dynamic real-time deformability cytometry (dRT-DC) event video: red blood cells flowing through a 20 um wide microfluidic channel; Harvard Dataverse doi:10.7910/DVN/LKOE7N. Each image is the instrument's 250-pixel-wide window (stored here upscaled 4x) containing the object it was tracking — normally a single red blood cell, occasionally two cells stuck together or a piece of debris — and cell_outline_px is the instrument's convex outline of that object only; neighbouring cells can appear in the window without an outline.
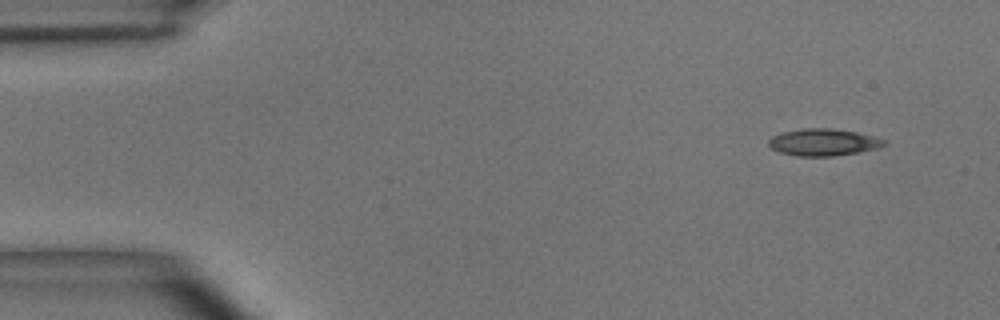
{"species": "common noctule bat (a hibernating species)", "species_latin": "Nyctalus noctula", "temperature_condition": "room temperature", "stored_images_in_passage": 3, "camera_frame_rate_fps": 3000, "um_per_image_px": 0.085, "animal": {"sex": "male", "body_mass_g": 15.6}, "frame": {"image": 1, "passage_image": 1, "time_ms": 0.0, "image_size_px": [1000, 320], "cell_outline_px": [[888, 144], [876, 148], [856, 152], [832, 156], [796, 156], [780, 152], [772, 148], [768, 144], [768, 140], [772, 136], [784, 132], [804, 128], [832, 128], [856, 132], [872, 136], [884, 140]], "centroid_in_image_um": [69.96, 12.09], "position_along_channel_um": 15.0, "area_um2": 17.92}}
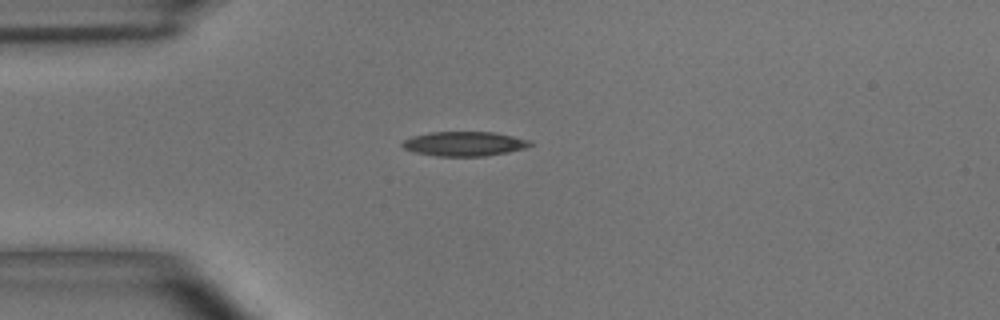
{"frame": {"image": 2, "passage_image": 3, "time_ms": 3.0, "image_size_px": [1000, 320], "cell_outline_px": [[532, 144], [524, 148], [508, 152], [484, 156], [436, 156], [416, 152], [404, 148], [400, 144], [404, 140], [412, 136], [432, 132], [492, 132], [532, 140]], "centroid_in_image_um": [39.46, 12.22], "position_along_channel_um": 45.5, "area_um2": 18.09}}